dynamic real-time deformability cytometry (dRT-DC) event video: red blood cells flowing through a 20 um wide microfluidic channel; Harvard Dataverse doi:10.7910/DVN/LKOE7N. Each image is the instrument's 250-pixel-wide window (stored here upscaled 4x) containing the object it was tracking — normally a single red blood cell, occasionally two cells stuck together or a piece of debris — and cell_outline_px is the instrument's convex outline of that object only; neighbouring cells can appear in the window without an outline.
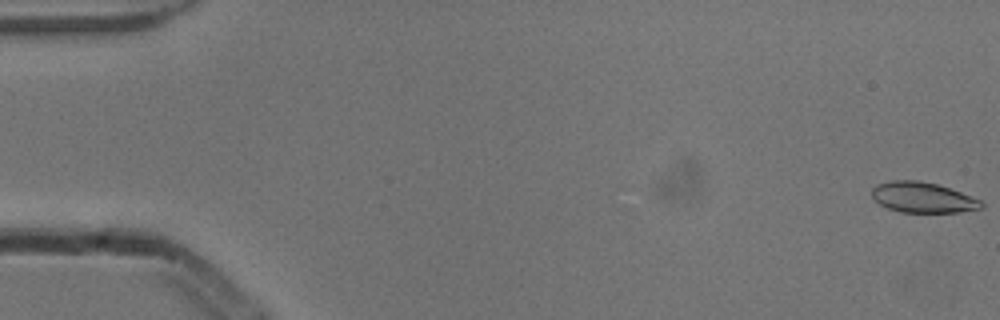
{"species": "common noctule bat (a hibernating species)", "species_latin": "Nyctalus noctula", "temperature_condition": "cold", "stored_images_in_passage": 6, "camera_frame_rate_fps": 3000, "um_per_image_px": 0.085, "animal": {"sex": "male", "body_mass_g": 13.3}, "frame": {"image": 1, "passage_image": 1, "time_ms": 0.0, "image_size_px": [1000, 320], "cell_outline_px": [[984, 208], [960, 212], [900, 212], [888, 208], [880, 204], [872, 196], [872, 188], [876, 184], [892, 180], [916, 180], [936, 184], [972, 196], [980, 200], [984, 204]], "centroid_in_image_um": [78.44, 16.78], "position_along_channel_um": 6.6, "area_um2": 19.36}}
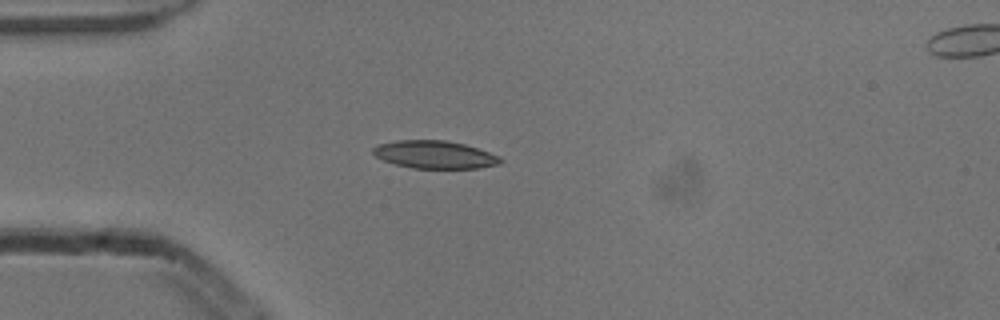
{"frame": {"image": 2, "passage_image": 5, "time_ms": 1.333, "image_size_px": [1000, 320], "cell_outline_px": [[504, 160], [500, 164], [480, 168], [412, 168], [396, 164], [384, 160], [376, 156], [372, 152], [372, 148], [376, 144], [396, 140], [444, 140], [464, 144], [500, 156]], "centroid_in_image_um": [36.94, 13.14], "position_along_channel_um": 48.1, "area_um2": 20.63}}